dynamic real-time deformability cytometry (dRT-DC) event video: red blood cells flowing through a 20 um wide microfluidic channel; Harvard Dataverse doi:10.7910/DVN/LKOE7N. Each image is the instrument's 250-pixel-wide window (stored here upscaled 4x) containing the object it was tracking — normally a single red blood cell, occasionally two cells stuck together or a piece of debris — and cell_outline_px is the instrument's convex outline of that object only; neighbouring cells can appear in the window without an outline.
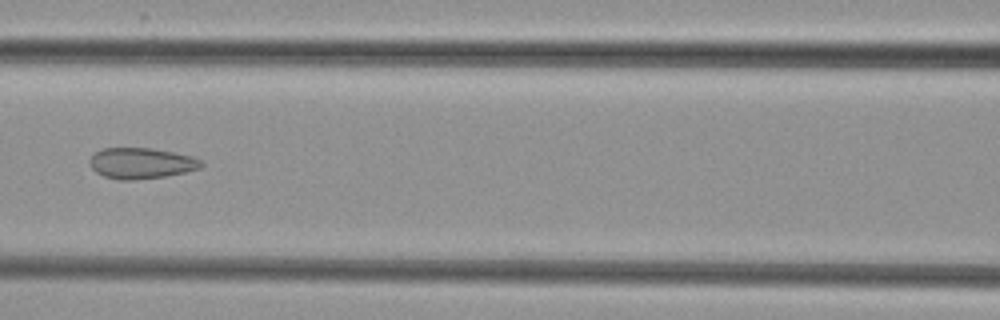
{"species": "common noctule bat (a hibernating species)", "species_latin": "Nyctalus noctula", "temperature_condition": "cold", "stored_images_in_passage": 9, "camera_frame_rate_fps": 3000, "um_per_image_px": 0.085, "animal": {"sex": "female", "body_mass_g": 29.2, "forearm_length_mm": 56.3}, "frame": {"image": 1, "passage_image": 6, "time_ms": 7.0, "image_size_px": [1000, 320], "cell_outline_px": [[204, 164], [200, 168], [184, 172], [164, 176], [132, 180], [116, 180], [104, 176], [96, 172], [88, 164], [88, 160], [96, 152], [104, 148], [152, 148], [192, 156], [200, 160]], "centroid_in_image_um": [11.97, 13.87], "position_along_channel_um": 154.6, "area_um2": 20.0}}